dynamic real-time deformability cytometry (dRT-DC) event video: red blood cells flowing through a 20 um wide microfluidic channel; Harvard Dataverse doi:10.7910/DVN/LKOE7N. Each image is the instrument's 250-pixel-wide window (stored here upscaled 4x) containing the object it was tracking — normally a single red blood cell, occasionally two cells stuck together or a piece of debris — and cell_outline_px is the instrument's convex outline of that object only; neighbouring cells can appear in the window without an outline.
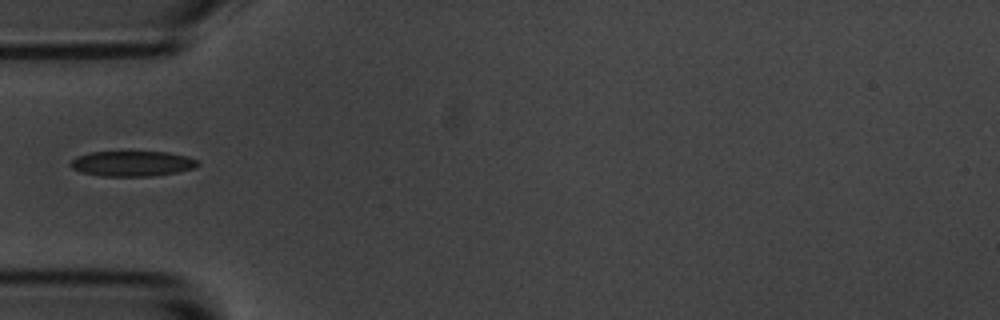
{"species": "common noctule bat (a hibernating species)", "species_latin": "Nyctalus noctula", "temperature_condition": "room temperature", "stored_images_in_passage": 5, "camera_frame_rate_fps": 3000, "um_per_image_px": 0.085, "animal": {"sex": "male", "body_mass_g": 20.1, "forearm_length_mm": 53.5}, "frame": {"image": 1, "passage_image": 5, "time_ms": 1.333, "image_size_px": [1000, 320], "cell_outline_px": [[200, 164], [196, 168], [176, 172], [152, 176], [100, 176], [84, 172], [72, 168], [68, 164], [76, 156], [92, 152], [168, 152], [188, 156], [200, 160]], "centroid_in_image_um": [11.29, 13.9], "position_along_channel_um": 73.7, "area_um2": 18.84}}